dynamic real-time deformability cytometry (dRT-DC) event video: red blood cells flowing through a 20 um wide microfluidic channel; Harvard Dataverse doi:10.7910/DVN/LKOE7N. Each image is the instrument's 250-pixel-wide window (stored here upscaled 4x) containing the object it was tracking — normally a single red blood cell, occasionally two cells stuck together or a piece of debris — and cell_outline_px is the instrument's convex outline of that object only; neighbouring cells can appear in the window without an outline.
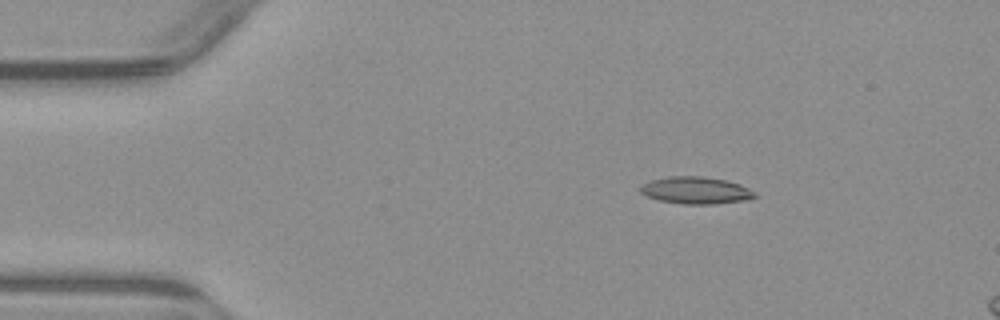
{"species": "common noctule bat (a hibernating species)", "species_latin": "Nyctalus noctula", "temperature_condition": "warm", "stored_images_in_passage": 5, "camera_frame_rate_fps": 3000, "um_per_image_px": 0.085, "animal": {"sex": "male", "body_mass_g": 23.1, "forearm_length_mm": 52.7}, "frame": {"image": 1, "passage_image": 2, "time_ms": 1.333, "image_size_px": [1000, 320], "cell_outline_px": [[756, 196], [752, 200], [716, 204], [680, 204], [660, 200], [648, 196], [640, 192], [640, 188], [644, 184], [652, 180], [676, 176], [700, 176], [724, 180], [740, 184], [756, 192]], "centroid_in_image_um": [59.23, 16.2], "position_along_channel_um": 25.8, "area_um2": 17.98}}
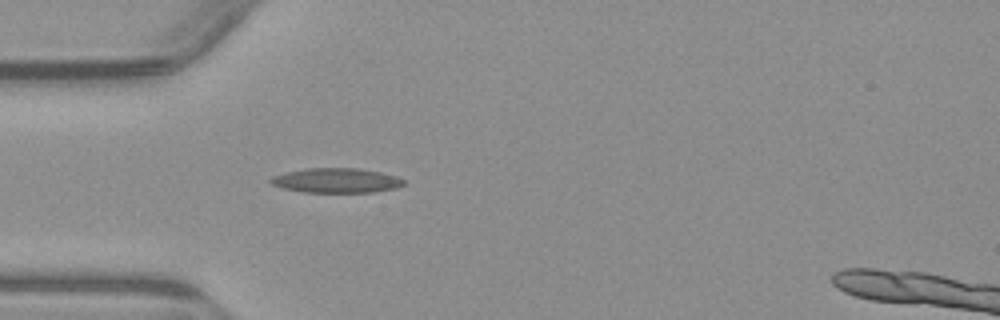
{"frame": {"image": 2, "passage_image": 4, "time_ms": 3.667, "image_size_px": [1000, 320], "cell_outline_px": [[404, 184], [396, 188], [372, 192], [304, 192], [284, 188], [272, 184], [268, 180], [272, 176], [288, 172], [308, 168], [356, 168], [380, 172], [396, 176], [404, 180]], "centroid_in_image_um": [28.59, 15.34], "position_along_channel_um": 56.4, "area_um2": 18.9}}